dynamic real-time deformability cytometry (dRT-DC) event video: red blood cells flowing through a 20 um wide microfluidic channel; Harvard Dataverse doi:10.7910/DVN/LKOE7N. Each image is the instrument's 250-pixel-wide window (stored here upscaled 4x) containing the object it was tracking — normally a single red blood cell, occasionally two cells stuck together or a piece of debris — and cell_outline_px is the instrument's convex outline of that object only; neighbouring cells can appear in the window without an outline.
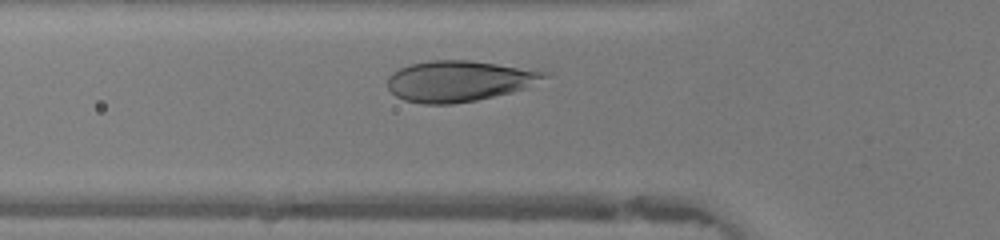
{"species": "human", "species_latin": "Homo sapiens", "temperature_condition": "warm", "stored_images_in_passage": 27, "camera_frame_rate_fps": 3000, "um_per_image_px": 0.085, "donor": {"sex": "female"}, "frame": {"image": 1, "passage_image": 6, "time_ms": 1.667, "image_size_px": [1000, 240], "cell_outline_px": [[548, 76], [524, 88], [512, 92], [476, 100], [452, 104], [424, 104], [404, 100], [396, 96], [388, 88], [388, 76], [392, 72], [400, 68], [412, 64], [428, 60], [468, 60], [496, 64], [548, 72]], "centroid_in_image_um": [38.96, 6.89], "position_along_channel_um": 86.8, "area_um2": 36.93}}
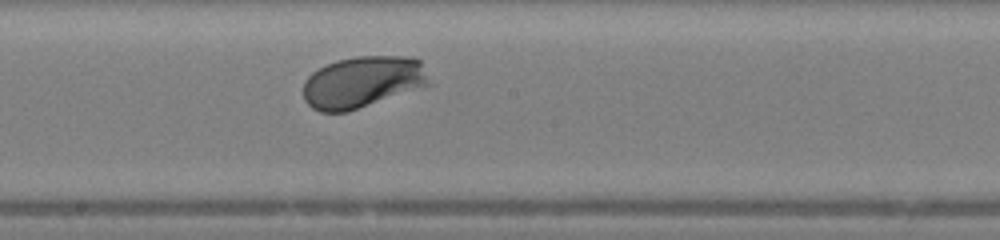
{"frame": {"image": 2, "passage_image": 15, "time_ms": 4.667, "image_size_px": [1000, 240], "cell_outline_px": [[436, 84], [348, 112], [320, 112], [312, 108], [304, 100], [304, 80], [312, 72], [336, 60], [356, 56], [412, 56], [420, 60]], "centroid_in_image_um": [30.92, 6.97], "position_along_channel_um": 217.3, "area_um2": 38.78}}
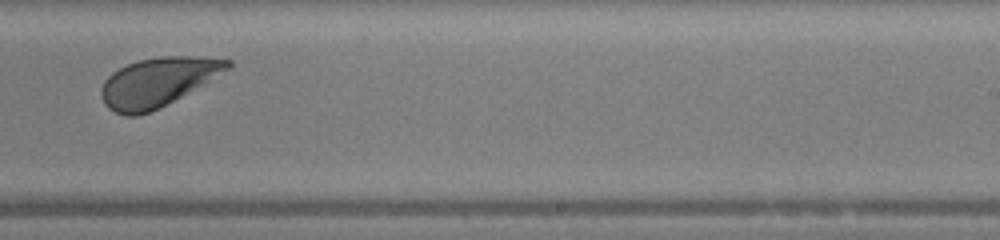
{"frame": {"image": 3, "passage_image": 19, "time_ms": 6.0, "image_size_px": [1000, 240], "cell_outline_px": [[232, 64], [228, 68], [180, 96], [148, 112], [136, 116], [128, 116], [116, 112], [108, 108], [104, 104], [100, 96], [100, 88], [104, 80], [112, 72], [128, 64], [140, 60], [164, 56], [192, 56], [232, 60]], "centroid_in_image_um": [13.31, 6.97], "position_along_channel_um": 275.7, "area_um2": 34.97}, "authors_computed_cell_mechanics": {"area_um2": 37.0498, "velocity_mm_per_s": 4.3671, "shape_relaxation_time_tau1_ms": 1.3913, "shape_relaxation_time_tau2_ms": null, "deformation_change_tau1": 0.1381, "deformation_change_tau2": null}}